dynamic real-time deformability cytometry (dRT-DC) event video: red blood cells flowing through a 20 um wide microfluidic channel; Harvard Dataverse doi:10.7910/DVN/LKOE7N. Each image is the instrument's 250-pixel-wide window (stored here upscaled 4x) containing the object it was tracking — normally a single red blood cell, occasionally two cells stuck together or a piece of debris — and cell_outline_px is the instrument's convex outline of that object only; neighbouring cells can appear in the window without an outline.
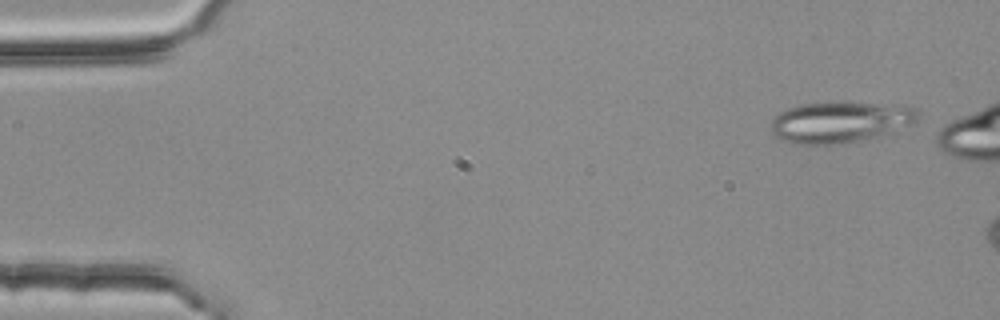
{"species": "common noctule bat (a hibernating species)", "species_latin": "Nyctalus noctula", "temperature_condition": "room temperature", "stored_images_in_passage": 3, "camera_frame_rate_fps": 3000, "um_per_image_px": 0.085, "animal": {"sex": "female", "body_mass_g": 25.1}, "frame": {"image": 1, "passage_image": 1, "time_ms": 0.0, "image_size_px": [1000, 320], "cell_outline_px": [[916, 120], [912, 124], [880, 136], [844, 144], [792, 144], [780, 140], [772, 136], [772, 116], [788, 108], [804, 104], [840, 100], [912, 104], [916, 108]], "centroid_in_image_um": [71.44, 10.34], "position_along_channel_um": 13.6, "area_um2": 36.53}}